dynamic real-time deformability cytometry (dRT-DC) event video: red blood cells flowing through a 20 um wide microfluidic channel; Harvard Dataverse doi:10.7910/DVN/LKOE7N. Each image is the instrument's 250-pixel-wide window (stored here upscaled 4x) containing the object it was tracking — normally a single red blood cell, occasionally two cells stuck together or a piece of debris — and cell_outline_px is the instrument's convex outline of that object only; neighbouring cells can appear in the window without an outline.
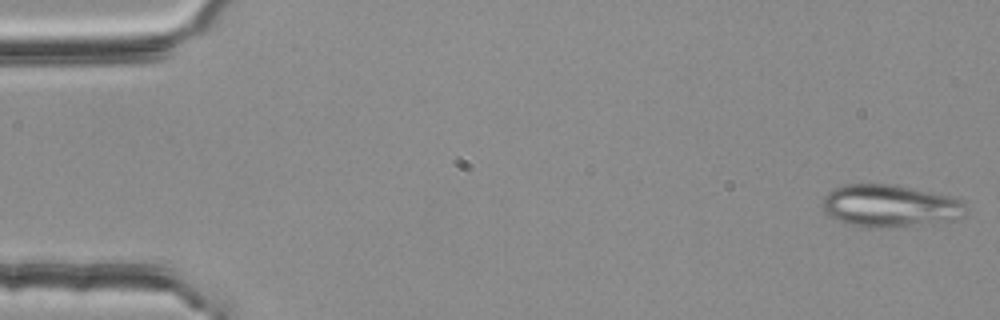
{"species": "common noctule bat (a hibernating species)", "species_latin": "Nyctalus noctula", "temperature_condition": "room temperature", "stored_images_in_passage": 53, "segment_of_instrument_passage": [1, 2], "camera_frame_rate_fps": 3000, "um_per_image_px": 0.085, "animal": {"sex": "female", "body_mass_g": 25.1}, "frame": {"image": 1, "passage_image": 1, "time_ms": 0.0, "image_size_px": [1000, 320], "cell_outline_px": [[964, 216], [952, 220], [876, 228], [872, 228], [848, 224], [836, 220], [828, 216], [824, 212], [824, 196], [832, 188], [840, 184], [896, 184], [948, 196], [960, 200], [964, 204]], "centroid_in_image_um": [75.56, 17.48], "position_along_channel_um": 9.4, "area_um2": 35.03}}